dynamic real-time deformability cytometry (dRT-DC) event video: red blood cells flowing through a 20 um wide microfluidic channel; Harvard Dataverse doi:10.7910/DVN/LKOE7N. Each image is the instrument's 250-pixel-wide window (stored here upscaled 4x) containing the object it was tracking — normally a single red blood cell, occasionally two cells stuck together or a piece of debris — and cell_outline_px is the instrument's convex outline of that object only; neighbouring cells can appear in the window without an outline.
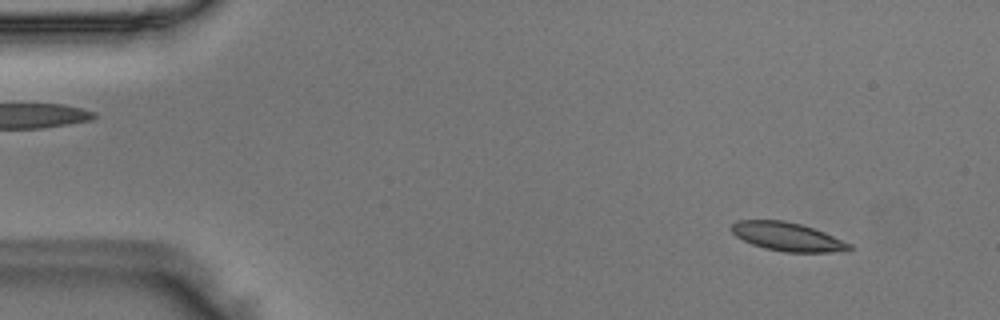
{"species": "Egyptian fruit bat (a non-hibernating species)", "species_latin": "Rousettus aegyptiacus", "temperature_condition": "room temperature", "stored_images_in_passage": 51, "camera_frame_rate_fps": 3000, "um_per_image_px": 0.085, "animal": {"sex": "male"}, "frame": {"image": 1, "passage_image": 5, "time_ms": 1.333, "image_size_px": [1000, 320], "cell_outline_px": [[852, 248], [832, 252], [784, 252], [764, 248], [752, 244], [736, 236], [732, 232], [732, 224], [736, 220], [784, 220], [800, 224], [824, 232], [852, 244]], "centroid_in_image_um": [66.91, 20.11], "position_along_channel_um": 18.1, "area_um2": 19.42}}
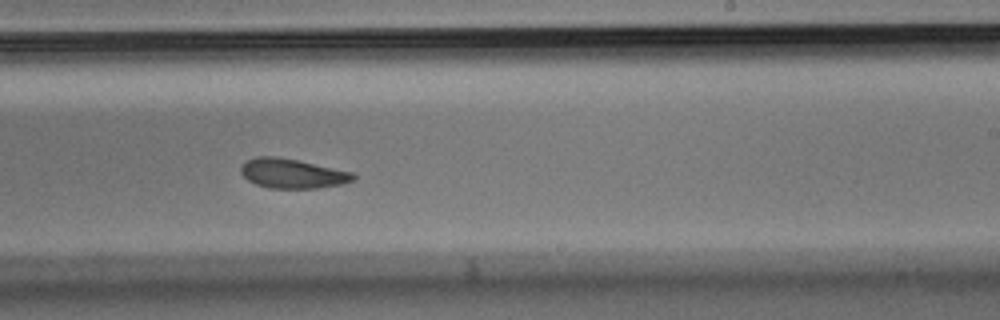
{"frame": {"image": 2, "passage_image": 31, "time_ms": 10.0, "image_size_px": [1000, 320], "cell_outline_px": [[356, 180], [340, 184], [316, 188], [268, 188], [256, 184], [248, 180], [240, 172], [240, 168], [244, 160], [256, 156], [276, 156], [356, 172]], "centroid_in_image_um": [24.85, 14.74], "position_along_channel_um": 264.1, "area_um2": 19.54}}
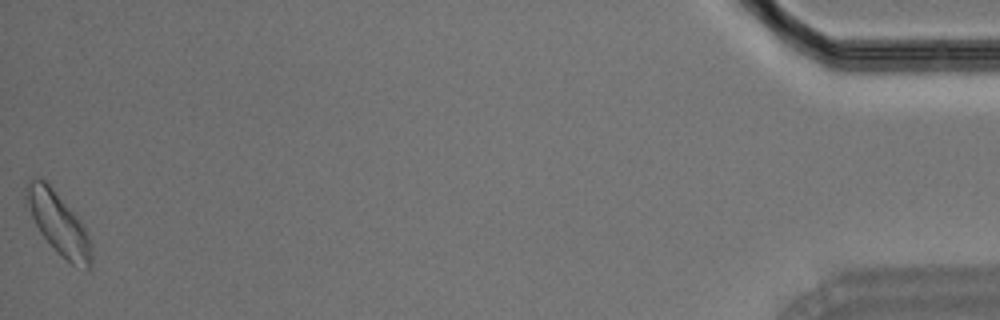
{"frame": {"image": 3, "passage_image": 51, "time_ms": 16.667, "image_size_px": [1000, 320], "cell_outline_px": [[92, 268], [88, 268], [72, 264], [40, 232], [24, 200], [24, 188], [28, 180], [44, 180], [52, 188], [80, 220], [88, 236], [92, 252]], "centroid_in_image_um": [4.95, 18.95], "position_along_channel_um": 430.2, "area_um2": 22.54}}